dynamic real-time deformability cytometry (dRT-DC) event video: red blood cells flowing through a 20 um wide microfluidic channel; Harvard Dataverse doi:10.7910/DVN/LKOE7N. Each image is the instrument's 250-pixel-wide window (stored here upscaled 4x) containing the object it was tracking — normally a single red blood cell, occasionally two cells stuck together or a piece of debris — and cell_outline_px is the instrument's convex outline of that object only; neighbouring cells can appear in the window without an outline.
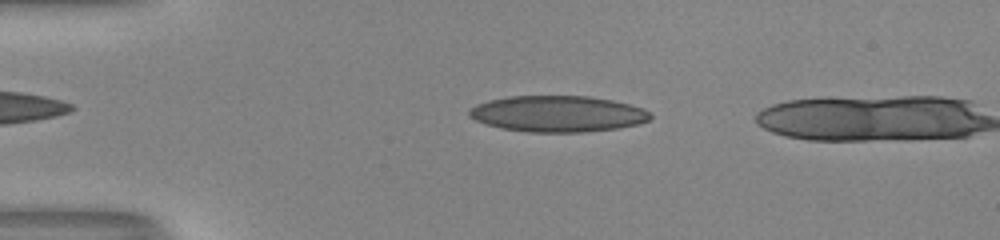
{"species": "human", "species_latin": "Homo sapiens", "temperature_condition": "room temperature", "stored_images_in_passage": 11, "camera_frame_rate_fps": 3000, "um_per_image_px": 0.085, "donor": {"sex": "male"}, "frame": {"image": 1, "passage_image": 10, "time_ms": 3.0, "image_size_px": [1000, 240], "cell_outline_px": [[652, 116], [648, 120], [636, 124], [616, 128], [584, 132], [528, 132], [504, 128], [488, 124], [476, 120], [468, 112], [476, 104], [508, 96], [588, 96], [612, 100], [644, 108]], "centroid_in_image_um": [47.43, 9.67], "position_along_channel_um": 37.6, "area_um2": 37.69}}